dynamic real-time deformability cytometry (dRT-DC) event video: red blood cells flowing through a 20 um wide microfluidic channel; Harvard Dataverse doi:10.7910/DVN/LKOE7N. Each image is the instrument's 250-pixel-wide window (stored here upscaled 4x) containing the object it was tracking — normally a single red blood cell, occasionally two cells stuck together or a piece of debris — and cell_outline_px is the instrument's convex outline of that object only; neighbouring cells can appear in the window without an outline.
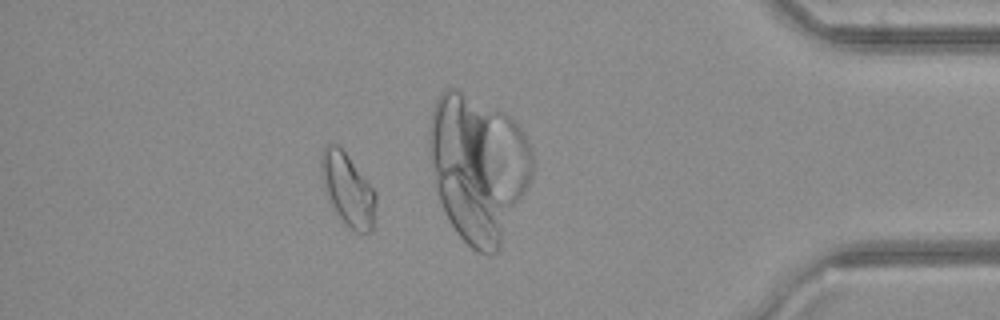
{"species": "common noctule bat (a hibernating species)", "species_latin": "Nyctalus noctula", "temperature_condition": "cold", "stored_images_in_passage": 45, "camera_frame_rate_fps": 3000, "um_per_image_px": 0.085, "animal": {"sex": "female", "body_mass_g": 21.9}, "frame": {"image": 1, "passage_image": 39, "time_ms": 12.667, "image_size_px": [1000, 320], "cell_outline_px": [[376, 200], [372, 232], [356, 232], [344, 224], [332, 208], [324, 192], [320, 172], [320, 156], [324, 148], [328, 144], [336, 144], [348, 156], [376, 192]], "centroid_in_image_um": [29.53, 16.13], "position_along_channel_um": 405.7, "area_um2": 23.24}}